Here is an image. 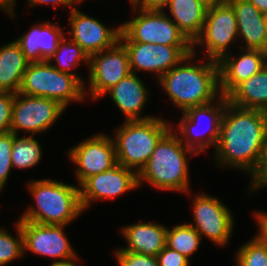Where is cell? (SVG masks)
<instances>
[{"instance_id":"obj_1","label":"cell","mask_w":267,"mask_h":266,"mask_svg":"<svg viewBox=\"0 0 267 266\" xmlns=\"http://www.w3.org/2000/svg\"><path fill=\"white\" fill-rule=\"evenodd\" d=\"M267 144V112L237 107L227 101L214 154L218 166L251 173Z\"/></svg>"},{"instance_id":"obj_2","label":"cell","mask_w":267,"mask_h":266,"mask_svg":"<svg viewBox=\"0 0 267 266\" xmlns=\"http://www.w3.org/2000/svg\"><path fill=\"white\" fill-rule=\"evenodd\" d=\"M195 51L193 47L192 53L158 79L173 104L182 112L215 102L216 97L221 96L218 62L209 59L205 64H190Z\"/></svg>"},{"instance_id":"obj_3","label":"cell","mask_w":267,"mask_h":266,"mask_svg":"<svg viewBox=\"0 0 267 266\" xmlns=\"http://www.w3.org/2000/svg\"><path fill=\"white\" fill-rule=\"evenodd\" d=\"M172 129L159 140L147 164L137 174L138 187L145 181L160 190L190 193L186 153H197L186 147Z\"/></svg>"},{"instance_id":"obj_4","label":"cell","mask_w":267,"mask_h":266,"mask_svg":"<svg viewBox=\"0 0 267 266\" xmlns=\"http://www.w3.org/2000/svg\"><path fill=\"white\" fill-rule=\"evenodd\" d=\"M28 189L36 202L19 220L45 225H67L83 212L79 188L55 180H34Z\"/></svg>"},{"instance_id":"obj_5","label":"cell","mask_w":267,"mask_h":266,"mask_svg":"<svg viewBox=\"0 0 267 266\" xmlns=\"http://www.w3.org/2000/svg\"><path fill=\"white\" fill-rule=\"evenodd\" d=\"M160 117L125 121L115 131L117 163L137 174L147 164L159 140L172 128Z\"/></svg>"},{"instance_id":"obj_6","label":"cell","mask_w":267,"mask_h":266,"mask_svg":"<svg viewBox=\"0 0 267 266\" xmlns=\"http://www.w3.org/2000/svg\"><path fill=\"white\" fill-rule=\"evenodd\" d=\"M84 88L77 77L54 69L46 60L28 64L19 93L55 100L66 109L70 102L84 99Z\"/></svg>"},{"instance_id":"obj_7","label":"cell","mask_w":267,"mask_h":266,"mask_svg":"<svg viewBox=\"0 0 267 266\" xmlns=\"http://www.w3.org/2000/svg\"><path fill=\"white\" fill-rule=\"evenodd\" d=\"M135 18L121 24L119 41L163 44L167 46H193L166 12L145 10L133 6Z\"/></svg>"},{"instance_id":"obj_8","label":"cell","mask_w":267,"mask_h":266,"mask_svg":"<svg viewBox=\"0 0 267 266\" xmlns=\"http://www.w3.org/2000/svg\"><path fill=\"white\" fill-rule=\"evenodd\" d=\"M238 37L237 20L234 9L226 1L222 5L207 9L206 19L200 35L194 40L197 44L205 46L207 60L219 61L228 54V47Z\"/></svg>"},{"instance_id":"obj_9","label":"cell","mask_w":267,"mask_h":266,"mask_svg":"<svg viewBox=\"0 0 267 266\" xmlns=\"http://www.w3.org/2000/svg\"><path fill=\"white\" fill-rule=\"evenodd\" d=\"M64 111L55 100L18 92L14 94L10 131L18 135L19 130H24L34 136L49 129Z\"/></svg>"},{"instance_id":"obj_10","label":"cell","mask_w":267,"mask_h":266,"mask_svg":"<svg viewBox=\"0 0 267 266\" xmlns=\"http://www.w3.org/2000/svg\"><path fill=\"white\" fill-rule=\"evenodd\" d=\"M217 98L218 101L216 99V102L187 109L183 112L184 116L179 122L177 129L180 130V140L186 147L192 149L197 154L201 151H206L209 146L216 147L218 142L221 118L228 100L223 95ZM212 103H215V106ZM201 117L203 119L206 117L207 121L209 120V126L205 129L206 131H201L203 132L202 135H200V132V134H197L194 131L196 127H199V120H203Z\"/></svg>"},{"instance_id":"obj_11","label":"cell","mask_w":267,"mask_h":266,"mask_svg":"<svg viewBox=\"0 0 267 266\" xmlns=\"http://www.w3.org/2000/svg\"><path fill=\"white\" fill-rule=\"evenodd\" d=\"M130 73L129 55L120 41L112 48L93 54L89 59L90 98H101L107 90Z\"/></svg>"},{"instance_id":"obj_12","label":"cell","mask_w":267,"mask_h":266,"mask_svg":"<svg viewBox=\"0 0 267 266\" xmlns=\"http://www.w3.org/2000/svg\"><path fill=\"white\" fill-rule=\"evenodd\" d=\"M120 42L128 52L132 73H136V70L155 72L158 79L193 52V46H167L134 41Z\"/></svg>"},{"instance_id":"obj_13","label":"cell","mask_w":267,"mask_h":266,"mask_svg":"<svg viewBox=\"0 0 267 266\" xmlns=\"http://www.w3.org/2000/svg\"><path fill=\"white\" fill-rule=\"evenodd\" d=\"M193 203L194 224H190L203 237L214 244L226 245L232 234L234 218L230 209L218 198L206 194H197Z\"/></svg>"},{"instance_id":"obj_14","label":"cell","mask_w":267,"mask_h":266,"mask_svg":"<svg viewBox=\"0 0 267 266\" xmlns=\"http://www.w3.org/2000/svg\"><path fill=\"white\" fill-rule=\"evenodd\" d=\"M18 222L23 234L24 251L52 257L54 262L78 258L63 232L66 225H45L26 220Z\"/></svg>"},{"instance_id":"obj_15","label":"cell","mask_w":267,"mask_h":266,"mask_svg":"<svg viewBox=\"0 0 267 266\" xmlns=\"http://www.w3.org/2000/svg\"><path fill=\"white\" fill-rule=\"evenodd\" d=\"M71 162L77 165L79 185L88 177L110 170L117 164L113 138L96 134L68 151Z\"/></svg>"},{"instance_id":"obj_16","label":"cell","mask_w":267,"mask_h":266,"mask_svg":"<svg viewBox=\"0 0 267 266\" xmlns=\"http://www.w3.org/2000/svg\"><path fill=\"white\" fill-rule=\"evenodd\" d=\"M79 186L80 203L84 211L93 200L112 199L136 189L138 175L134 170L117 163L110 170L86 178Z\"/></svg>"},{"instance_id":"obj_17","label":"cell","mask_w":267,"mask_h":266,"mask_svg":"<svg viewBox=\"0 0 267 266\" xmlns=\"http://www.w3.org/2000/svg\"><path fill=\"white\" fill-rule=\"evenodd\" d=\"M69 24L73 42L79 44L88 56L112 48L118 41L121 32V25L116 28H107L97 19L80 12L72 7L69 14Z\"/></svg>"},{"instance_id":"obj_18","label":"cell","mask_w":267,"mask_h":266,"mask_svg":"<svg viewBox=\"0 0 267 266\" xmlns=\"http://www.w3.org/2000/svg\"><path fill=\"white\" fill-rule=\"evenodd\" d=\"M235 58L226 54L218 61L219 88L227 96L238 84L257 74L267 64V52L259 49H242ZM242 54V55H241Z\"/></svg>"},{"instance_id":"obj_19","label":"cell","mask_w":267,"mask_h":266,"mask_svg":"<svg viewBox=\"0 0 267 266\" xmlns=\"http://www.w3.org/2000/svg\"><path fill=\"white\" fill-rule=\"evenodd\" d=\"M65 36L57 23H39L15 40L25 58L31 62L48 61L58 47V42Z\"/></svg>"},{"instance_id":"obj_20","label":"cell","mask_w":267,"mask_h":266,"mask_svg":"<svg viewBox=\"0 0 267 266\" xmlns=\"http://www.w3.org/2000/svg\"><path fill=\"white\" fill-rule=\"evenodd\" d=\"M137 74L131 72L104 93V95H111L113 102L125 115V121L152 118L151 116H140L149 97L147 88Z\"/></svg>"},{"instance_id":"obj_21","label":"cell","mask_w":267,"mask_h":266,"mask_svg":"<svg viewBox=\"0 0 267 266\" xmlns=\"http://www.w3.org/2000/svg\"><path fill=\"white\" fill-rule=\"evenodd\" d=\"M234 9L238 36L242 37L244 49L266 52V16L248 0H227Z\"/></svg>"},{"instance_id":"obj_22","label":"cell","mask_w":267,"mask_h":266,"mask_svg":"<svg viewBox=\"0 0 267 266\" xmlns=\"http://www.w3.org/2000/svg\"><path fill=\"white\" fill-rule=\"evenodd\" d=\"M128 246L122 250L157 256L166 246L167 228L152 222L136 223L122 228Z\"/></svg>"},{"instance_id":"obj_23","label":"cell","mask_w":267,"mask_h":266,"mask_svg":"<svg viewBox=\"0 0 267 266\" xmlns=\"http://www.w3.org/2000/svg\"><path fill=\"white\" fill-rule=\"evenodd\" d=\"M232 105L267 112V64L238 84L227 96Z\"/></svg>"},{"instance_id":"obj_24","label":"cell","mask_w":267,"mask_h":266,"mask_svg":"<svg viewBox=\"0 0 267 266\" xmlns=\"http://www.w3.org/2000/svg\"><path fill=\"white\" fill-rule=\"evenodd\" d=\"M29 63L16 41L0 46V91L18 93Z\"/></svg>"},{"instance_id":"obj_25","label":"cell","mask_w":267,"mask_h":266,"mask_svg":"<svg viewBox=\"0 0 267 266\" xmlns=\"http://www.w3.org/2000/svg\"><path fill=\"white\" fill-rule=\"evenodd\" d=\"M167 7L172 21L193 43L202 31L207 8L197 0H170Z\"/></svg>"},{"instance_id":"obj_26","label":"cell","mask_w":267,"mask_h":266,"mask_svg":"<svg viewBox=\"0 0 267 266\" xmlns=\"http://www.w3.org/2000/svg\"><path fill=\"white\" fill-rule=\"evenodd\" d=\"M53 59L57 63L55 65L52 64L54 69L74 75L84 84V80L77 73L71 72V68L75 69L81 61L89 66L90 57L79 44L73 42L71 39L67 42V38L63 36L58 42L56 51L48 61L51 62Z\"/></svg>"},{"instance_id":"obj_27","label":"cell","mask_w":267,"mask_h":266,"mask_svg":"<svg viewBox=\"0 0 267 266\" xmlns=\"http://www.w3.org/2000/svg\"><path fill=\"white\" fill-rule=\"evenodd\" d=\"M201 235L190 223L167 228L166 246L183 254L188 259L200 247Z\"/></svg>"},{"instance_id":"obj_28","label":"cell","mask_w":267,"mask_h":266,"mask_svg":"<svg viewBox=\"0 0 267 266\" xmlns=\"http://www.w3.org/2000/svg\"><path fill=\"white\" fill-rule=\"evenodd\" d=\"M13 133L11 161L13 168L26 169L39 163L42 149L38 141L31 135L18 137Z\"/></svg>"},{"instance_id":"obj_29","label":"cell","mask_w":267,"mask_h":266,"mask_svg":"<svg viewBox=\"0 0 267 266\" xmlns=\"http://www.w3.org/2000/svg\"><path fill=\"white\" fill-rule=\"evenodd\" d=\"M236 266H267V245L256 236L238 249Z\"/></svg>"},{"instance_id":"obj_30","label":"cell","mask_w":267,"mask_h":266,"mask_svg":"<svg viewBox=\"0 0 267 266\" xmlns=\"http://www.w3.org/2000/svg\"><path fill=\"white\" fill-rule=\"evenodd\" d=\"M18 237H13L7 230L0 228V266L22 257L24 252L23 234L19 222L16 223Z\"/></svg>"},{"instance_id":"obj_31","label":"cell","mask_w":267,"mask_h":266,"mask_svg":"<svg viewBox=\"0 0 267 266\" xmlns=\"http://www.w3.org/2000/svg\"><path fill=\"white\" fill-rule=\"evenodd\" d=\"M13 146V133H0V192L7 183L11 168H13L11 155Z\"/></svg>"},{"instance_id":"obj_32","label":"cell","mask_w":267,"mask_h":266,"mask_svg":"<svg viewBox=\"0 0 267 266\" xmlns=\"http://www.w3.org/2000/svg\"><path fill=\"white\" fill-rule=\"evenodd\" d=\"M120 266H159L157 256L138 254L118 249L115 252Z\"/></svg>"},{"instance_id":"obj_33","label":"cell","mask_w":267,"mask_h":266,"mask_svg":"<svg viewBox=\"0 0 267 266\" xmlns=\"http://www.w3.org/2000/svg\"><path fill=\"white\" fill-rule=\"evenodd\" d=\"M14 93L0 91V133L10 132Z\"/></svg>"},{"instance_id":"obj_34","label":"cell","mask_w":267,"mask_h":266,"mask_svg":"<svg viewBox=\"0 0 267 266\" xmlns=\"http://www.w3.org/2000/svg\"><path fill=\"white\" fill-rule=\"evenodd\" d=\"M159 266H189L190 260L176 250L165 246L157 255Z\"/></svg>"},{"instance_id":"obj_35","label":"cell","mask_w":267,"mask_h":266,"mask_svg":"<svg viewBox=\"0 0 267 266\" xmlns=\"http://www.w3.org/2000/svg\"><path fill=\"white\" fill-rule=\"evenodd\" d=\"M250 176L252 178L250 188V190L252 189V192L267 185V144L261 153V158L257 168L251 173Z\"/></svg>"},{"instance_id":"obj_36","label":"cell","mask_w":267,"mask_h":266,"mask_svg":"<svg viewBox=\"0 0 267 266\" xmlns=\"http://www.w3.org/2000/svg\"><path fill=\"white\" fill-rule=\"evenodd\" d=\"M170 0H137L133 6L145 10L164 11Z\"/></svg>"},{"instance_id":"obj_37","label":"cell","mask_w":267,"mask_h":266,"mask_svg":"<svg viewBox=\"0 0 267 266\" xmlns=\"http://www.w3.org/2000/svg\"><path fill=\"white\" fill-rule=\"evenodd\" d=\"M254 217H256L255 219L259 226V233L257 235L267 245V212L258 211L254 214Z\"/></svg>"},{"instance_id":"obj_38","label":"cell","mask_w":267,"mask_h":266,"mask_svg":"<svg viewBox=\"0 0 267 266\" xmlns=\"http://www.w3.org/2000/svg\"><path fill=\"white\" fill-rule=\"evenodd\" d=\"M28 4L31 6H35L37 4H53L55 6L54 8H57L58 5L68 6L69 8L72 7V5L75 3L79 5L80 3L77 0H27Z\"/></svg>"},{"instance_id":"obj_39","label":"cell","mask_w":267,"mask_h":266,"mask_svg":"<svg viewBox=\"0 0 267 266\" xmlns=\"http://www.w3.org/2000/svg\"><path fill=\"white\" fill-rule=\"evenodd\" d=\"M15 1L16 0H0V9H3L9 16H15L13 13Z\"/></svg>"},{"instance_id":"obj_40","label":"cell","mask_w":267,"mask_h":266,"mask_svg":"<svg viewBox=\"0 0 267 266\" xmlns=\"http://www.w3.org/2000/svg\"><path fill=\"white\" fill-rule=\"evenodd\" d=\"M252 3L261 13L267 15V0H248Z\"/></svg>"},{"instance_id":"obj_41","label":"cell","mask_w":267,"mask_h":266,"mask_svg":"<svg viewBox=\"0 0 267 266\" xmlns=\"http://www.w3.org/2000/svg\"><path fill=\"white\" fill-rule=\"evenodd\" d=\"M199 3H201L204 7L207 9L213 8L215 6L222 5L227 0H197Z\"/></svg>"},{"instance_id":"obj_42","label":"cell","mask_w":267,"mask_h":266,"mask_svg":"<svg viewBox=\"0 0 267 266\" xmlns=\"http://www.w3.org/2000/svg\"><path fill=\"white\" fill-rule=\"evenodd\" d=\"M74 260L76 261V259H73V260H68L64 262H53L51 266H78L76 265Z\"/></svg>"},{"instance_id":"obj_43","label":"cell","mask_w":267,"mask_h":266,"mask_svg":"<svg viewBox=\"0 0 267 266\" xmlns=\"http://www.w3.org/2000/svg\"><path fill=\"white\" fill-rule=\"evenodd\" d=\"M266 52H267V16H266Z\"/></svg>"},{"instance_id":"obj_44","label":"cell","mask_w":267,"mask_h":266,"mask_svg":"<svg viewBox=\"0 0 267 266\" xmlns=\"http://www.w3.org/2000/svg\"><path fill=\"white\" fill-rule=\"evenodd\" d=\"M137 0H130V3L133 5Z\"/></svg>"}]
</instances>
